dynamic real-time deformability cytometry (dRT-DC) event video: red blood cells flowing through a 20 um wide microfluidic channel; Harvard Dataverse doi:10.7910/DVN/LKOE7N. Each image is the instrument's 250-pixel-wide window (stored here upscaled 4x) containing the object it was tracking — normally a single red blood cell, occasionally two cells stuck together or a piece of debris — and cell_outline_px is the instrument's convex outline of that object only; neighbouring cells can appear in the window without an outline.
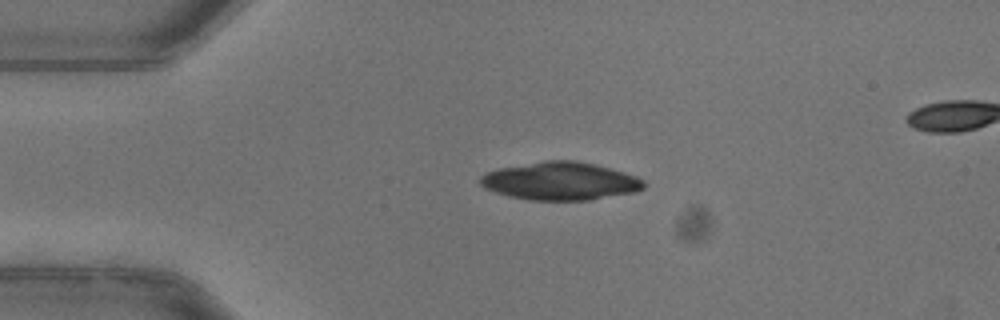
{"species": "common noctule bat (a hibernating species)", "species_latin": "Nyctalus noctula", "temperature_condition": "warm", "stored_images_in_passage": 48, "camera_frame_rate_fps": 3000, "um_per_image_px": 0.085, "animal": {"sex": "female"}, "frame": {"image": 1, "passage_image": 8, "time_ms": 2.333, "image_size_px": [1000, 320], "cell_outline_px": [[644, 188], [636, 192], [588, 200], [528, 200], [496, 192], [484, 188], [480, 184], [480, 176], [488, 172], [500, 168], [544, 160], [576, 160], [596, 164], [624, 172], [636, 176], [644, 180]], "centroid_in_image_um": [47.65, 15.39], "position_along_channel_um": 37.3, "area_um2": 36.13}}